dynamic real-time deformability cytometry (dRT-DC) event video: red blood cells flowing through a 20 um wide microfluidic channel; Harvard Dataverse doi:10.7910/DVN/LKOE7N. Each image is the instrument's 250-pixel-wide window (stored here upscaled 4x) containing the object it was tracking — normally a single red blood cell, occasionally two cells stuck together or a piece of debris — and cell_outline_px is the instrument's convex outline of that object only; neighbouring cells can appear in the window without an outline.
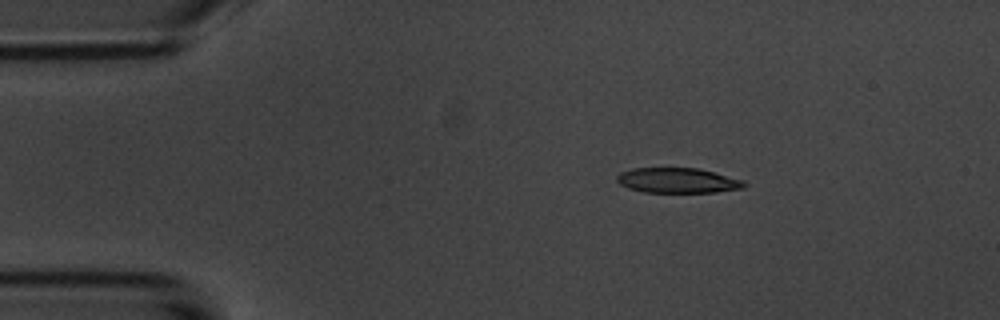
{"species": "common noctule bat (a hibernating species)", "species_latin": "Nyctalus noctula", "temperature_condition": "room temperature", "stored_images_in_passage": 3, "camera_frame_rate_fps": 3000, "um_per_image_px": 0.085, "animal": {"sex": "male", "body_mass_g": 20.1, "forearm_length_mm": 53.5}, "frame": {"image": 1, "passage_image": 1, "time_ms": 0.0, "image_size_px": [1000, 320], "cell_outline_px": [[748, 184], [744, 188], [716, 192], [644, 192], [628, 188], [620, 184], [616, 180], [616, 176], [620, 172], [632, 168], [700, 168], [744, 180]], "centroid_in_image_um": [57.62, 15.33], "position_along_channel_um": 27.4, "area_um2": 18.79}}
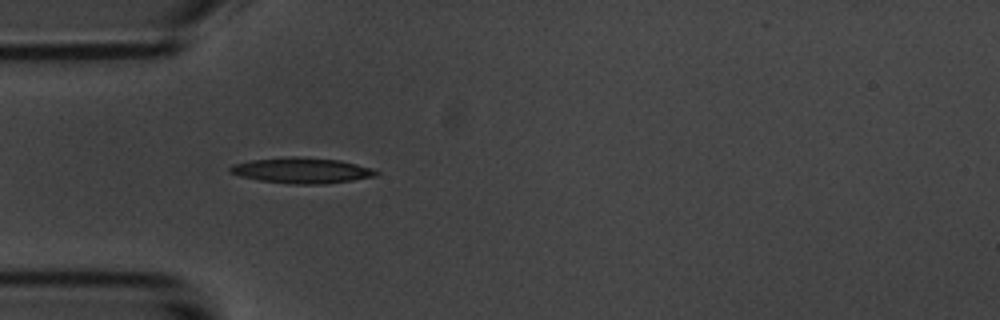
{"frame": {"image": 2, "passage_image": 3, "time_ms": 2.333, "image_size_px": [1000, 320], "cell_outline_px": [[380, 172], [376, 176], [352, 180], [324, 184], [292, 184], [260, 180], [240, 176], [228, 172], [228, 168], [232, 164], [252, 160], [292, 156], [300, 156], [340, 160], [372, 168]], "centroid_in_image_um": [25.64, 14.48], "position_along_channel_um": 59.4, "area_um2": 21.85}}